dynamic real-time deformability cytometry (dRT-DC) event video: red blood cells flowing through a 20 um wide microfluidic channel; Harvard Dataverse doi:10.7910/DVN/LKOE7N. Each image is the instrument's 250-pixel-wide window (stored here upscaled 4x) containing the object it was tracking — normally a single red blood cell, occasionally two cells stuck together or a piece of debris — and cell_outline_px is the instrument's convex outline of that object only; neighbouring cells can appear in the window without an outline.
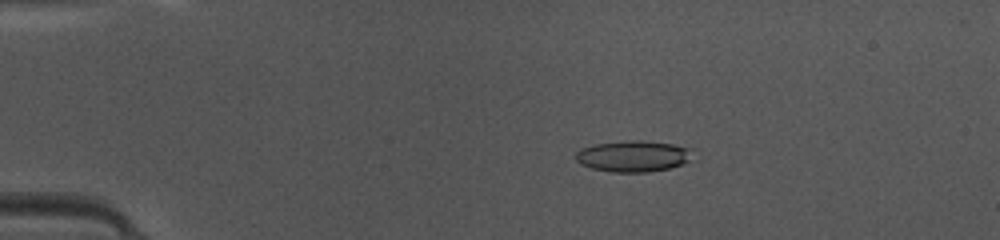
{"species": "common noctule bat (a hibernating species)", "species_latin": "Nyctalus noctula", "temperature_condition": "warm", "stored_images_in_passage": 48, "camera_frame_rate_fps": 3000, "um_per_image_px": 0.085, "animal": {"sex": "female", "body_mass_g": 10.0, "forearm_length_mm": 53.1}, "frame": {"image": 1, "passage_image": 10, "time_ms": 3.0, "image_size_px": [1000, 240], "cell_outline_px": [[692, 148], [688, 160], [680, 164], [668, 168], [648, 172], [612, 172], [592, 168], [580, 164], [576, 160], [576, 152], [584, 148], [596, 144], [624, 140], [640, 140], [672, 144]], "centroid_in_image_um": [53.79, 13.27], "position_along_channel_um": 31.2, "area_um2": 20.98}}
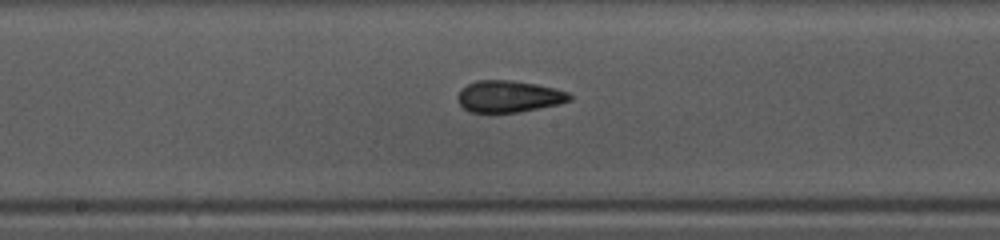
{"frame": {"image": 2, "passage_image": 26, "time_ms": 8.333, "image_size_px": [1000, 240], "cell_outline_px": [[572, 100], [560, 104], [520, 112], [468, 112], [460, 104], [456, 96], [460, 88], [476, 80], [512, 80], [536, 84], [556, 88], [568, 92], [572, 96]], "centroid_in_image_um": [43.25, 8.19], "position_along_channel_um": 204.9, "area_um2": 20.92}}
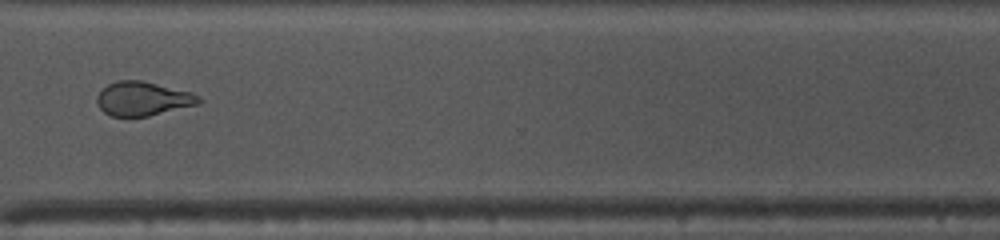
{"frame": {"image": 3, "passage_image": 37, "time_ms": 12.0, "image_size_px": [1000, 240], "cell_outline_px": [[204, 100], [196, 104], [148, 116], [112, 116], [104, 112], [100, 108], [96, 100], [96, 96], [108, 84], [116, 80], [140, 80], [192, 92], [200, 96]], "centroid_in_image_um": [12.14, 8.38], "position_along_channel_um": 358.5, "area_um2": 20.0}, "authors_computed_cell_mechanics": {"area_um2": 20.9236, "velocity_mm_per_s": 4.1942, "shape_relaxation_time_tau1_ms": 5.473, "shape_relaxation_time_tau2_ms": 2.0681, "deformation_change_tau1": 0.1648, "deformation_change_tau2": 0.0934}}